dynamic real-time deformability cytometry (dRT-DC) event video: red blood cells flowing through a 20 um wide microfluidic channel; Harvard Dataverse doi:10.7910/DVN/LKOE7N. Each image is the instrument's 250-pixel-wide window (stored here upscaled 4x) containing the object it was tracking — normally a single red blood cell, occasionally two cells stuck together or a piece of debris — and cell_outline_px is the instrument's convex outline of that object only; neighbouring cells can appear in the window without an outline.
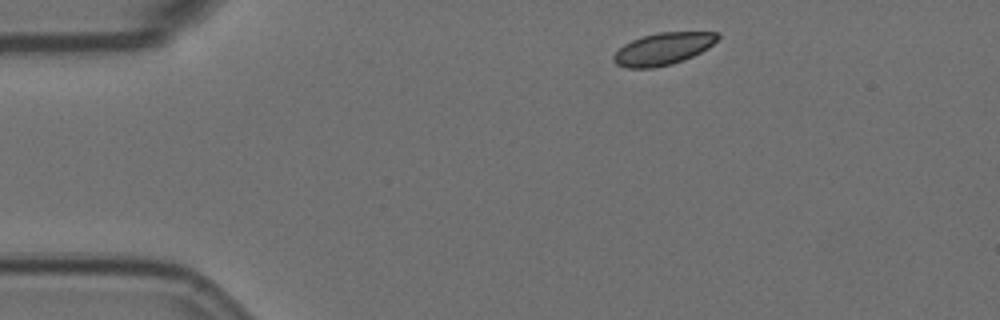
{"species": "Egyptian fruit bat (a non-hibernating species)", "species_latin": "Rousettus aegyptiacus", "temperature_condition": "room temperature", "stored_images_in_passage": 3, "camera_frame_rate_fps": 3000, "um_per_image_px": 0.085, "animal": {"sex": "female"}, "frame": {"image": 1, "passage_image": 1, "time_ms": 0.0, "image_size_px": [1000, 320], "cell_outline_px": [[720, 36], [708, 48], [692, 56], [672, 64], [652, 68], [628, 68], [616, 64], [612, 60], [612, 56], [624, 44], [632, 40], [656, 32], [720, 32]], "centroid_in_image_um": [56.34, 4.15], "position_along_channel_um": 28.7, "area_um2": 19.36}}